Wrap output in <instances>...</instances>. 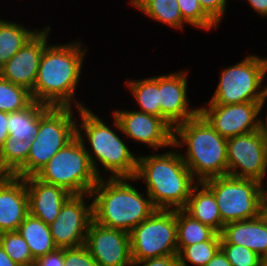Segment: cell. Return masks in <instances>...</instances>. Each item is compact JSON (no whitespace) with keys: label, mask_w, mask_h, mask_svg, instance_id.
Segmentation results:
<instances>
[{"label":"cell","mask_w":267,"mask_h":266,"mask_svg":"<svg viewBox=\"0 0 267 266\" xmlns=\"http://www.w3.org/2000/svg\"><path fill=\"white\" fill-rule=\"evenodd\" d=\"M85 44L78 39L45 46L31 91L34 101L50 107H87L75 96L89 50Z\"/></svg>","instance_id":"1"},{"label":"cell","mask_w":267,"mask_h":266,"mask_svg":"<svg viewBox=\"0 0 267 266\" xmlns=\"http://www.w3.org/2000/svg\"><path fill=\"white\" fill-rule=\"evenodd\" d=\"M76 113V136L88 153L96 175L99 178L106 177L107 174L108 178L135 177L139 153L130 150L125 143L126 137L118 119L110 113V123L113 121L111 126L89 107L80 108Z\"/></svg>","instance_id":"2"},{"label":"cell","mask_w":267,"mask_h":266,"mask_svg":"<svg viewBox=\"0 0 267 266\" xmlns=\"http://www.w3.org/2000/svg\"><path fill=\"white\" fill-rule=\"evenodd\" d=\"M169 149L138 156L134 178L144 182V189L157 210L184 209L197 183L178 149L173 145Z\"/></svg>","instance_id":"3"},{"label":"cell","mask_w":267,"mask_h":266,"mask_svg":"<svg viewBox=\"0 0 267 266\" xmlns=\"http://www.w3.org/2000/svg\"><path fill=\"white\" fill-rule=\"evenodd\" d=\"M133 177L99 178L90 192L93 221L127 232L150 217L157 209L150 196L140 192Z\"/></svg>","instance_id":"4"},{"label":"cell","mask_w":267,"mask_h":266,"mask_svg":"<svg viewBox=\"0 0 267 266\" xmlns=\"http://www.w3.org/2000/svg\"><path fill=\"white\" fill-rule=\"evenodd\" d=\"M173 146L197 182L228 175L227 139L200 114L173 128Z\"/></svg>","instance_id":"5"},{"label":"cell","mask_w":267,"mask_h":266,"mask_svg":"<svg viewBox=\"0 0 267 266\" xmlns=\"http://www.w3.org/2000/svg\"><path fill=\"white\" fill-rule=\"evenodd\" d=\"M73 107L46 106L39 113V130L31 142L27 162L14 174L25 178L34 176L48 161L76 136L75 112Z\"/></svg>","instance_id":"6"},{"label":"cell","mask_w":267,"mask_h":266,"mask_svg":"<svg viewBox=\"0 0 267 266\" xmlns=\"http://www.w3.org/2000/svg\"><path fill=\"white\" fill-rule=\"evenodd\" d=\"M266 77L267 57L248 54L240 62L222 69L207 104L262 102L267 94Z\"/></svg>","instance_id":"7"},{"label":"cell","mask_w":267,"mask_h":266,"mask_svg":"<svg viewBox=\"0 0 267 266\" xmlns=\"http://www.w3.org/2000/svg\"><path fill=\"white\" fill-rule=\"evenodd\" d=\"M35 176L43 182L66 189L72 195L89 194L99 180L77 136L61 148Z\"/></svg>","instance_id":"8"},{"label":"cell","mask_w":267,"mask_h":266,"mask_svg":"<svg viewBox=\"0 0 267 266\" xmlns=\"http://www.w3.org/2000/svg\"><path fill=\"white\" fill-rule=\"evenodd\" d=\"M203 183L215 196L224 225L253 219L261 214L265 185L260 181L225 175Z\"/></svg>","instance_id":"9"},{"label":"cell","mask_w":267,"mask_h":266,"mask_svg":"<svg viewBox=\"0 0 267 266\" xmlns=\"http://www.w3.org/2000/svg\"><path fill=\"white\" fill-rule=\"evenodd\" d=\"M129 236L133 262L178 255L176 210H156Z\"/></svg>","instance_id":"10"},{"label":"cell","mask_w":267,"mask_h":266,"mask_svg":"<svg viewBox=\"0 0 267 266\" xmlns=\"http://www.w3.org/2000/svg\"><path fill=\"white\" fill-rule=\"evenodd\" d=\"M228 175L266 184L267 137L262 129L227 139Z\"/></svg>","instance_id":"11"},{"label":"cell","mask_w":267,"mask_h":266,"mask_svg":"<svg viewBox=\"0 0 267 266\" xmlns=\"http://www.w3.org/2000/svg\"><path fill=\"white\" fill-rule=\"evenodd\" d=\"M199 114L225 139L261 129V102L205 104Z\"/></svg>","instance_id":"12"},{"label":"cell","mask_w":267,"mask_h":266,"mask_svg":"<svg viewBox=\"0 0 267 266\" xmlns=\"http://www.w3.org/2000/svg\"><path fill=\"white\" fill-rule=\"evenodd\" d=\"M92 220L90 193L71 195L62 205L56 220L49 225L57 248H75L85 245L86 234Z\"/></svg>","instance_id":"13"},{"label":"cell","mask_w":267,"mask_h":266,"mask_svg":"<svg viewBox=\"0 0 267 266\" xmlns=\"http://www.w3.org/2000/svg\"><path fill=\"white\" fill-rule=\"evenodd\" d=\"M112 114L118 119L127 140L143 144L151 151L171 148L173 128L163 119L144 112L115 108Z\"/></svg>","instance_id":"14"},{"label":"cell","mask_w":267,"mask_h":266,"mask_svg":"<svg viewBox=\"0 0 267 266\" xmlns=\"http://www.w3.org/2000/svg\"><path fill=\"white\" fill-rule=\"evenodd\" d=\"M85 246L98 266H132L130 236L127 232L91 221Z\"/></svg>","instance_id":"15"},{"label":"cell","mask_w":267,"mask_h":266,"mask_svg":"<svg viewBox=\"0 0 267 266\" xmlns=\"http://www.w3.org/2000/svg\"><path fill=\"white\" fill-rule=\"evenodd\" d=\"M188 70H177L159 75L160 118L172 128L199 114V107H192L188 100Z\"/></svg>","instance_id":"16"},{"label":"cell","mask_w":267,"mask_h":266,"mask_svg":"<svg viewBox=\"0 0 267 266\" xmlns=\"http://www.w3.org/2000/svg\"><path fill=\"white\" fill-rule=\"evenodd\" d=\"M51 25H46L0 68V77L32 91L40 59L49 43Z\"/></svg>","instance_id":"17"},{"label":"cell","mask_w":267,"mask_h":266,"mask_svg":"<svg viewBox=\"0 0 267 266\" xmlns=\"http://www.w3.org/2000/svg\"><path fill=\"white\" fill-rule=\"evenodd\" d=\"M29 214V197L25 179L0 176V233L17 231Z\"/></svg>","instance_id":"18"},{"label":"cell","mask_w":267,"mask_h":266,"mask_svg":"<svg viewBox=\"0 0 267 266\" xmlns=\"http://www.w3.org/2000/svg\"><path fill=\"white\" fill-rule=\"evenodd\" d=\"M24 179L29 197V213L47 225L52 224L72 194L64 188L39 180L35 175Z\"/></svg>","instance_id":"19"},{"label":"cell","mask_w":267,"mask_h":266,"mask_svg":"<svg viewBox=\"0 0 267 266\" xmlns=\"http://www.w3.org/2000/svg\"><path fill=\"white\" fill-rule=\"evenodd\" d=\"M220 237L221 244L242 245L262 259L267 257V220L262 214L253 219L225 224Z\"/></svg>","instance_id":"20"},{"label":"cell","mask_w":267,"mask_h":266,"mask_svg":"<svg viewBox=\"0 0 267 266\" xmlns=\"http://www.w3.org/2000/svg\"><path fill=\"white\" fill-rule=\"evenodd\" d=\"M183 210L193 219L212 228L216 233L220 234L222 231L224 224L215 196L203 182H197L193 186Z\"/></svg>","instance_id":"21"},{"label":"cell","mask_w":267,"mask_h":266,"mask_svg":"<svg viewBox=\"0 0 267 266\" xmlns=\"http://www.w3.org/2000/svg\"><path fill=\"white\" fill-rule=\"evenodd\" d=\"M128 5L152 21L182 31L188 24L183 20L177 0H129Z\"/></svg>","instance_id":"22"},{"label":"cell","mask_w":267,"mask_h":266,"mask_svg":"<svg viewBox=\"0 0 267 266\" xmlns=\"http://www.w3.org/2000/svg\"><path fill=\"white\" fill-rule=\"evenodd\" d=\"M11 21L0 18V68L41 30Z\"/></svg>","instance_id":"23"},{"label":"cell","mask_w":267,"mask_h":266,"mask_svg":"<svg viewBox=\"0 0 267 266\" xmlns=\"http://www.w3.org/2000/svg\"><path fill=\"white\" fill-rule=\"evenodd\" d=\"M17 231L28 244L35 260L57 249L49 225L30 213L25 217Z\"/></svg>","instance_id":"24"},{"label":"cell","mask_w":267,"mask_h":266,"mask_svg":"<svg viewBox=\"0 0 267 266\" xmlns=\"http://www.w3.org/2000/svg\"><path fill=\"white\" fill-rule=\"evenodd\" d=\"M126 79L124 86L135 99L138 111L160 117L159 104V75L144 79Z\"/></svg>","instance_id":"25"},{"label":"cell","mask_w":267,"mask_h":266,"mask_svg":"<svg viewBox=\"0 0 267 266\" xmlns=\"http://www.w3.org/2000/svg\"><path fill=\"white\" fill-rule=\"evenodd\" d=\"M46 105L34 101L29 107L8 113L9 136L32 142L39 130V113Z\"/></svg>","instance_id":"26"},{"label":"cell","mask_w":267,"mask_h":266,"mask_svg":"<svg viewBox=\"0 0 267 266\" xmlns=\"http://www.w3.org/2000/svg\"><path fill=\"white\" fill-rule=\"evenodd\" d=\"M177 249L210 240L216 232L207 225L193 219L183 209L176 210Z\"/></svg>","instance_id":"27"},{"label":"cell","mask_w":267,"mask_h":266,"mask_svg":"<svg viewBox=\"0 0 267 266\" xmlns=\"http://www.w3.org/2000/svg\"><path fill=\"white\" fill-rule=\"evenodd\" d=\"M31 142L8 136L0 148V173L14 175L26 162Z\"/></svg>","instance_id":"28"},{"label":"cell","mask_w":267,"mask_h":266,"mask_svg":"<svg viewBox=\"0 0 267 266\" xmlns=\"http://www.w3.org/2000/svg\"><path fill=\"white\" fill-rule=\"evenodd\" d=\"M221 249V237L216 233L210 240L185 246L179 253L180 266H205Z\"/></svg>","instance_id":"29"},{"label":"cell","mask_w":267,"mask_h":266,"mask_svg":"<svg viewBox=\"0 0 267 266\" xmlns=\"http://www.w3.org/2000/svg\"><path fill=\"white\" fill-rule=\"evenodd\" d=\"M33 102L31 91L0 77V111L13 113Z\"/></svg>","instance_id":"30"},{"label":"cell","mask_w":267,"mask_h":266,"mask_svg":"<svg viewBox=\"0 0 267 266\" xmlns=\"http://www.w3.org/2000/svg\"><path fill=\"white\" fill-rule=\"evenodd\" d=\"M0 245L19 266H34L29 246L18 231L0 233Z\"/></svg>","instance_id":"31"},{"label":"cell","mask_w":267,"mask_h":266,"mask_svg":"<svg viewBox=\"0 0 267 266\" xmlns=\"http://www.w3.org/2000/svg\"><path fill=\"white\" fill-rule=\"evenodd\" d=\"M183 20L192 28L211 31L219 25L203 10L199 0H177Z\"/></svg>","instance_id":"32"},{"label":"cell","mask_w":267,"mask_h":266,"mask_svg":"<svg viewBox=\"0 0 267 266\" xmlns=\"http://www.w3.org/2000/svg\"><path fill=\"white\" fill-rule=\"evenodd\" d=\"M221 250L232 266H264V259L242 245L221 244Z\"/></svg>","instance_id":"33"},{"label":"cell","mask_w":267,"mask_h":266,"mask_svg":"<svg viewBox=\"0 0 267 266\" xmlns=\"http://www.w3.org/2000/svg\"><path fill=\"white\" fill-rule=\"evenodd\" d=\"M64 266H98L85 245L64 248Z\"/></svg>","instance_id":"34"},{"label":"cell","mask_w":267,"mask_h":266,"mask_svg":"<svg viewBox=\"0 0 267 266\" xmlns=\"http://www.w3.org/2000/svg\"><path fill=\"white\" fill-rule=\"evenodd\" d=\"M203 10L218 24L221 25V21L227 11L226 7L228 0H199ZM220 23V24H219Z\"/></svg>","instance_id":"35"},{"label":"cell","mask_w":267,"mask_h":266,"mask_svg":"<svg viewBox=\"0 0 267 266\" xmlns=\"http://www.w3.org/2000/svg\"><path fill=\"white\" fill-rule=\"evenodd\" d=\"M34 266H64V248H57L37 258Z\"/></svg>","instance_id":"36"},{"label":"cell","mask_w":267,"mask_h":266,"mask_svg":"<svg viewBox=\"0 0 267 266\" xmlns=\"http://www.w3.org/2000/svg\"><path fill=\"white\" fill-rule=\"evenodd\" d=\"M132 266H180V263L178 255H168L133 262Z\"/></svg>","instance_id":"37"},{"label":"cell","mask_w":267,"mask_h":266,"mask_svg":"<svg viewBox=\"0 0 267 266\" xmlns=\"http://www.w3.org/2000/svg\"><path fill=\"white\" fill-rule=\"evenodd\" d=\"M258 16L267 18V0H244Z\"/></svg>","instance_id":"38"},{"label":"cell","mask_w":267,"mask_h":266,"mask_svg":"<svg viewBox=\"0 0 267 266\" xmlns=\"http://www.w3.org/2000/svg\"><path fill=\"white\" fill-rule=\"evenodd\" d=\"M8 123V113L0 111V148L2 147L6 138L9 136Z\"/></svg>","instance_id":"39"},{"label":"cell","mask_w":267,"mask_h":266,"mask_svg":"<svg viewBox=\"0 0 267 266\" xmlns=\"http://www.w3.org/2000/svg\"><path fill=\"white\" fill-rule=\"evenodd\" d=\"M205 266H232L220 249Z\"/></svg>","instance_id":"40"},{"label":"cell","mask_w":267,"mask_h":266,"mask_svg":"<svg viewBox=\"0 0 267 266\" xmlns=\"http://www.w3.org/2000/svg\"><path fill=\"white\" fill-rule=\"evenodd\" d=\"M0 266H19L7 255V253L4 251L1 245H0Z\"/></svg>","instance_id":"41"},{"label":"cell","mask_w":267,"mask_h":266,"mask_svg":"<svg viewBox=\"0 0 267 266\" xmlns=\"http://www.w3.org/2000/svg\"><path fill=\"white\" fill-rule=\"evenodd\" d=\"M267 102V94L265 95L263 101L261 102V109L264 108ZM266 115L261 117V129L264 131L266 137H267V113H265Z\"/></svg>","instance_id":"42"},{"label":"cell","mask_w":267,"mask_h":266,"mask_svg":"<svg viewBox=\"0 0 267 266\" xmlns=\"http://www.w3.org/2000/svg\"><path fill=\"white\" fill-rule=\"evenodd\" d=\"M261 214L264 216V218L267 220V187H264L263 193H262V208H261Z\"/></svg>","instance_id":"43"},{"label":"cell","mask_w":267,"mask_h":266,"mask_svg":"<svg viewBox=\"0 0 267 266\" xmlns=\"http://www.w3.org/2000/svg\"><path fill=\"white\" fill-rule=\"evenodd\" d=\"M264 266H267V257L264 259Z\"/></svg>","instance_id":"44"}]
</instances>
